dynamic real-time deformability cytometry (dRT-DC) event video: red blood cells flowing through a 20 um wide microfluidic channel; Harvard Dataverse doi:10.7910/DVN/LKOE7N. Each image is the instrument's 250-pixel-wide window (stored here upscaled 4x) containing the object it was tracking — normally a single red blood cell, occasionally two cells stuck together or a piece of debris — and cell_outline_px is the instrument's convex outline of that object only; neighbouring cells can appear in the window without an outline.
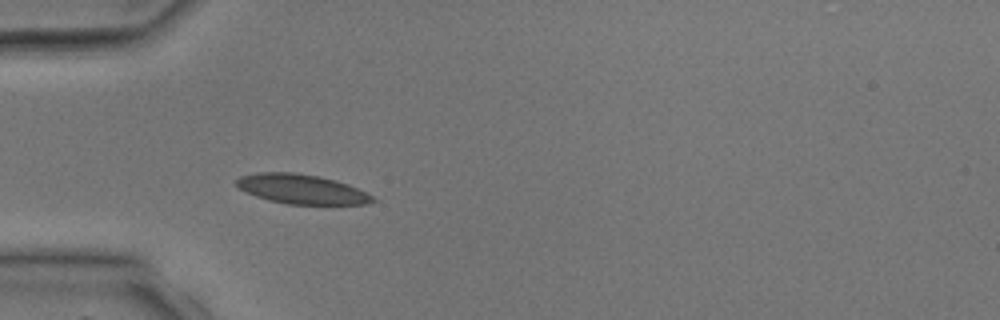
{"species": "common noctule bat (a hibernating species)", "species_latin": "Nyctalus noctula", "temperature_condition": "room temperature", "stored_images_in_passage": 3, "camera_frame_rate_fps": 3000, "um_per_image_px": 0.085, "animal": {"sex": "male", "body_mass_g": 17.9, "forearm_length_mm": 54.2}, "frame": {"image": 1, "passage_image": 3, "time_ms": 2.333, "image_size_px": [1000, 320], "cell_outline_px": [[376, 200], [368, 204], [288, 204], [268, 200], [256, 196], [240, 188], [236, 184], [236, 180], [240, 176], [256, 172], [292, 172], [316, 176], [336, 180], [348, 184], [372, 196]], "centroid_in_image_um": [25.62, 16.07], "position_along_channel_um": 59.4, "area_um2": 23.18}}